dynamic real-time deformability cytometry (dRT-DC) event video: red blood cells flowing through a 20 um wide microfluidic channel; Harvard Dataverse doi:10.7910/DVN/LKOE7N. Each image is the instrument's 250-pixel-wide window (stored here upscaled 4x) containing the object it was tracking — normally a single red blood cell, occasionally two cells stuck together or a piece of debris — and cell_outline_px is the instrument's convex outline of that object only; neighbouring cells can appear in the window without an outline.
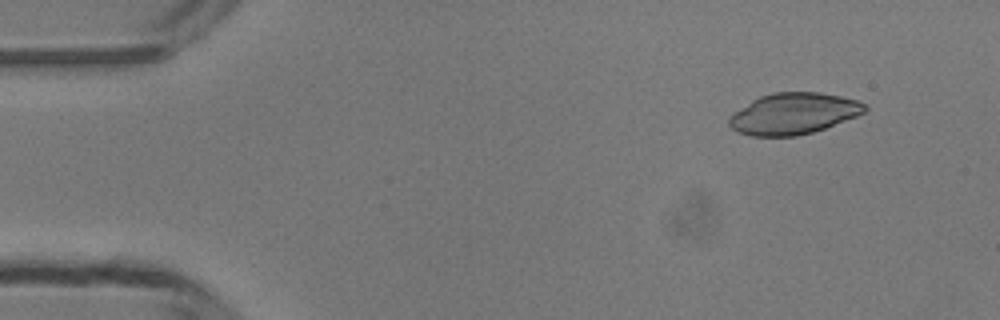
{"species": "common noctule bat (a hibernating species)", "species_latin": "Nyctalus noctula", "temperature_condition": "room temperature", "stored_images_in_passage": 45, "camera_frame_rate_fps": 3000, "um_per_image_px": 0.085, "animal": {"sex": "male", "body_mass_g": 13.3}, "frame": {"image": 1, "passage_image": 2, "time_ms": 0.333, "image_size_px": [1000, 320], "cell_outline_px": [[868, 108], [864, 112], [856, 116], [824, 128], [812, 132], [796, 136], [748, 136], [736, 132], [728, 124], [728, 116], [752, 100], [760, 96], [772, 92], [820, 92], [840, 96], [856, 100], [868, 104]], "centroid_in_image_um": [67.42, 9.66], "position_along_channel_um": 17.6, "area_um2": 32.71}}